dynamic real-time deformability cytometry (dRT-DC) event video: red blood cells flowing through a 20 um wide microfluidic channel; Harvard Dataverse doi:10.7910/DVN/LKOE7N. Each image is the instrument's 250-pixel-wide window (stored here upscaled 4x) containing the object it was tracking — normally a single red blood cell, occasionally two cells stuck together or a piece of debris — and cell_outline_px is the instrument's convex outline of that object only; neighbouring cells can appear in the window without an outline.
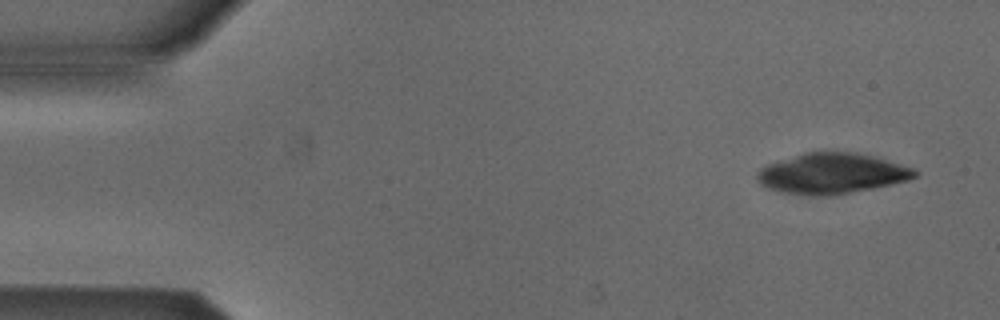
{"species": "Egyptian fruit bat (a non-hibernating species)", "species_latin": "Rousettus aegyptiacus", "temperature_condition": "cold", "stored_images_in_passage": 5, "camera_frame_rate_fps": 3000, "um_per_image_px": 0.085, "animal": {"sex": "male"}, "frame": {"image": 1, "passage_image": 1, "time_ms": 0.0, "image_size_px": [1000, 320], "cell_outline_px": [[920, 172], [916, 176], [908, 180], [872, 188], [832, 196], [812, 196], [784, 192], [764, 188], [756, 180], [756, 172], [760, 168], [776, 160], [804, 152], [856, 152], [872, 156], [900, 164], [912, 168]], "centroid_in_image_um": [70.64, 14.75], "position_along_channel_um": 14.4, "area_um2": 37.4}}